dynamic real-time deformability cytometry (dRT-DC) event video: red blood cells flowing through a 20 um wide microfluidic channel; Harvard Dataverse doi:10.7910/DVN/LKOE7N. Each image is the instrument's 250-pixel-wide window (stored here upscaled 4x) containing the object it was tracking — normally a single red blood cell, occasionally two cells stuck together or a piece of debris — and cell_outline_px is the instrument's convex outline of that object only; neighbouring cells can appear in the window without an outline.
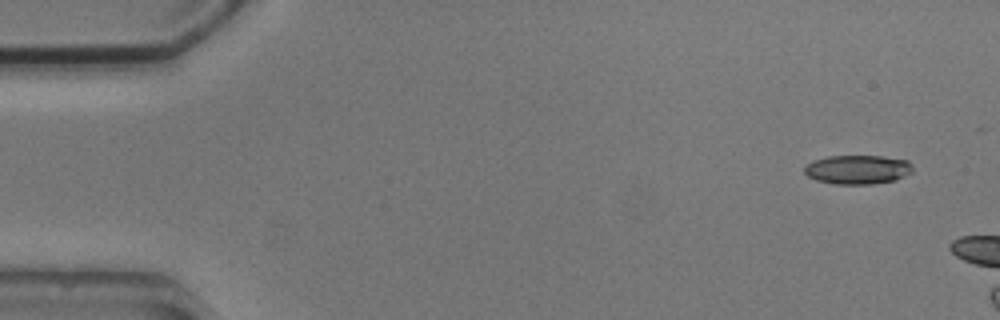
{"species": "common noctule bat (a hibernating species)", "species_latin": "Nyctalus noctula", "temperature_condition": "cold", "stored_images_in_passage": 2, "camera_frame_rate_fps": 3000, "um_per_image_px": 0.085, "animal": {"sex": "male", "body_mass_g": 20.5, "forearm_length_mm": 52.5}, "frame": {"image": 1, "passage_image": 1, "time_ms": 0.0, "image_size_px": [1000, 320], "cell_outline_px": [[912, 172], [896, 180], [872, 184], [836, 184], [816, 180], [808, 176], [804, 172], [804, 168], [812, 160], [828, 156], [880, 156], [908, 160], [912, 164]], "centroid_in_image_um": [72.9, 14.41], "position_along_channel_um": 12.1, "area_um2": 18.38}}